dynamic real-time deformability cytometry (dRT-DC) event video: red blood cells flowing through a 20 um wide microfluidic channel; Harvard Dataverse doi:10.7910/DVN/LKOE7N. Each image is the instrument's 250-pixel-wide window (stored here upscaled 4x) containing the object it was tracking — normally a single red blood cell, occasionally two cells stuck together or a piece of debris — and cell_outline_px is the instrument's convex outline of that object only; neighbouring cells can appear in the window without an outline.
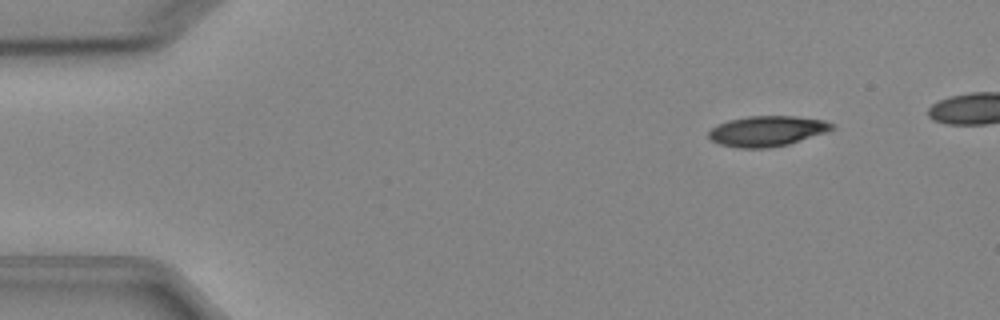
{"species": "Egyptian fruit bat (a non-hibernating species)", "species_latin": "Rousettus aegyptiacus", "temperature_condition": "cold", "stored_images_in_passage": 6, "camera_frame_rate_fps": 3000, "um_per_image_px": 0.085, "animal": {"sex": "female"}, "frame": {"image": 1, "passage_image": 2, "time_ms": 1.0, "image_size_px": [1000, 320], "cell_outline_px": [[836, 128], [828, 132], [788, 144], [768, 148], [740, 148], [720, 144], [712, 140], [708, 136], [708, 132], [716, 124], [728, 120], [748, 116], [796, 116], [824, 120], [836, 124]], "centroid_in_image_um": [65.24, 11.13], "position_along_channel_um": 19.8, "area_um2": 22.02}}